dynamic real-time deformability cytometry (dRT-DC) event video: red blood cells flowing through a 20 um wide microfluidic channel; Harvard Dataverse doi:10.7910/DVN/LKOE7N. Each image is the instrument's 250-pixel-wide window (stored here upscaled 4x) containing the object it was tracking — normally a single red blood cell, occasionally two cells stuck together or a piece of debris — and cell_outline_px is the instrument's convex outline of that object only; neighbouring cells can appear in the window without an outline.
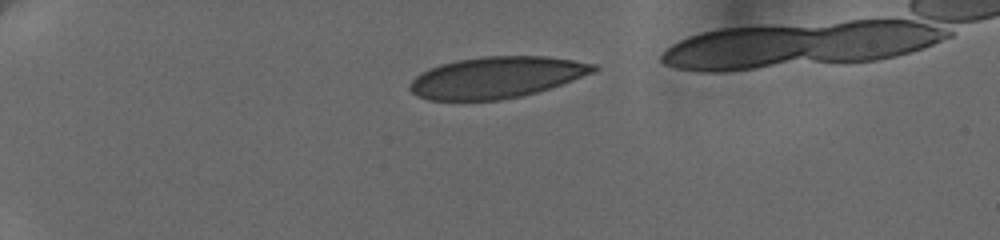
{"species": "human", "species_latin": "Homo sapiens", "temperature_condition": "cold", "stored_images_in_passage": 6, "camera_frame_rate_fps": 3000, "um_per_image_px": 0.085, "donor": {"sex": "female"}, "frame": {"image": 1, "passage_image": 1, "time_ms": 0.0, "image_size_px": [1000, 240], "cell_outline_px": [[600, 68], [592, 72], [572, 80], [536, 92], [520, 96], [500, 100], [428, 100], [416, 96], [408, 88], [408, 84], [420, 72], [428, 68], [440, 64], [456, 60], [484, 56], [544, 56], [572, 60], [596, 64]], "centroid_in_image_um": [42.13, 6.57], "position_along_channel_um": 42.9, "area_um2": 44.16}}
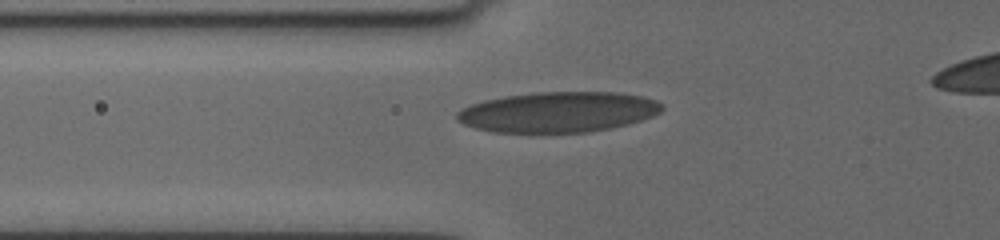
{"frame": {"image": 2, "passage_image": 4, "time_ms": 2.667, "image_size_px": [1000, 240], "cell_outline_px": [[664, 108], [660, 112], [652, 116], [628, 124], [588, 132], [492, 132], [476, 128], [464, 124], [456, 120], [456, 112], [460, 108], [484, 100], [504, 96], [536, 92], [616, 92], [640, 96], [656, 100]], "centroid_in_image_um": [47.4, 9.52], "position_along_channel_um": 78.4, "area_um2": 48.21}}
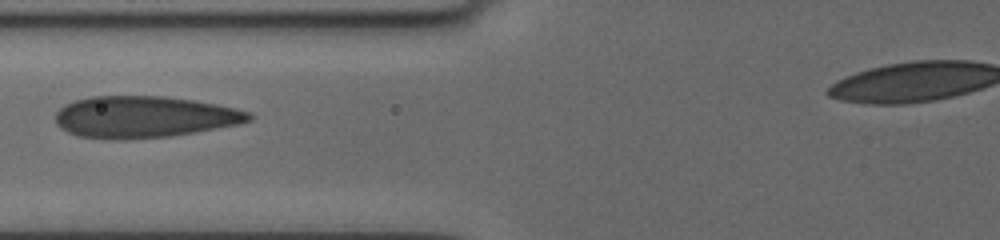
{"frame": {"image": 3, "passage_image": 5, "time_ms": 3.667, "image_size_px": [1000, 240], "cell_outline_px": [[252, 120], [236, 124], [196, 132], [168, 136], [124, 140], [112, 140], [76, 136], [60, 128], [56, 124], [56, 112], [64, 104], [76, 100], [92, 96], [164, 96], [192, 100], [216, 104], [236, 108], [248, 112], [252, 116]], "centroid_in_image_um": [12.2, 9.94], "position_along_channel_um": 113.6, "area_um2": 46.99}}